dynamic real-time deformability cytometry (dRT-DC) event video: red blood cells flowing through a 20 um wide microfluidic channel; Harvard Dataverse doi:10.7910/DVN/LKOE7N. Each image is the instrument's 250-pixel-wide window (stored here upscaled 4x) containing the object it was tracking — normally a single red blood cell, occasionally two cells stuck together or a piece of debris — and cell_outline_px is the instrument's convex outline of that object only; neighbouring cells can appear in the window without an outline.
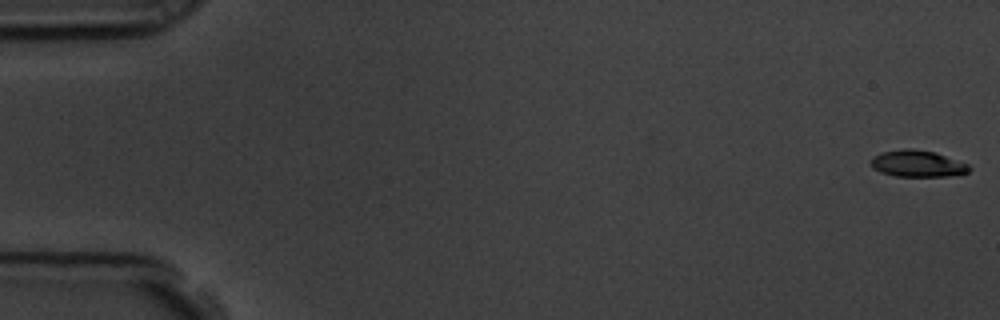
{"species": "common noctule bat (a hibernating species)", "species_latin": "Nyctalus noctula", "temperature_condition": "room temperature", "stored_images_in_passage": 57, "camera_frame_rate_fps": 3000, "um_per_image_px": 0.085, "animal": {"sex": "male", "body_mass_g": 19.5, "forearm_length_mm": 54.6}, "frame": {"image": 1, "passage_image": 1, "time_ms": 0.0, "image_size_px": [1000, 320], "cell_outline_px": [[972, 168], [968, 172], [948, 176], [896, 176], [880, 172], [872, 168], [872, 156], [880, 152], [904, 148], [912, 148], [936, 152], [968, 164]], "centroid_in_image_um": [77.98, 13.89], "position_along_channel_um": 7.0, "area_um2": 15.32}}
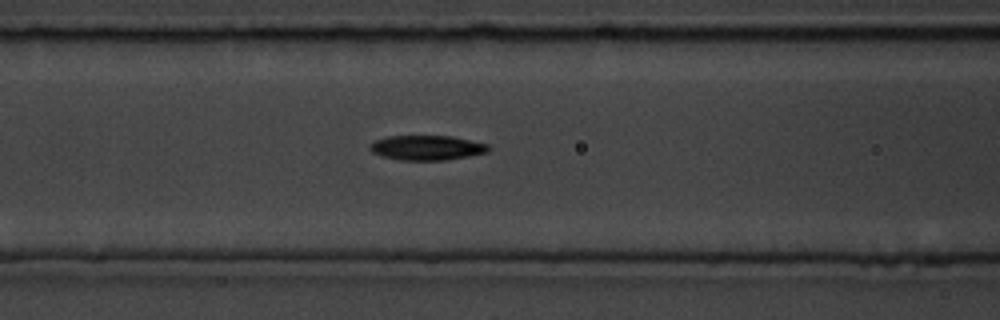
{"frame": {"image": 2, "passage_image": 24, "time_ms": 7.667, "image_size_px": [1000, 320], "cell_outline_px": [[492, 148], [488, 152], [468, 156], [444, 160], [400, 160], [380, 156], [372, 152], [368, 148], [368, 144], [372, 140], [388, 136], [452, 136], [488, 144]], "centroid_in_image_um": [36.24, 12.55], "position_along_channel_um": 130.4, "area_um2": 17.34}}
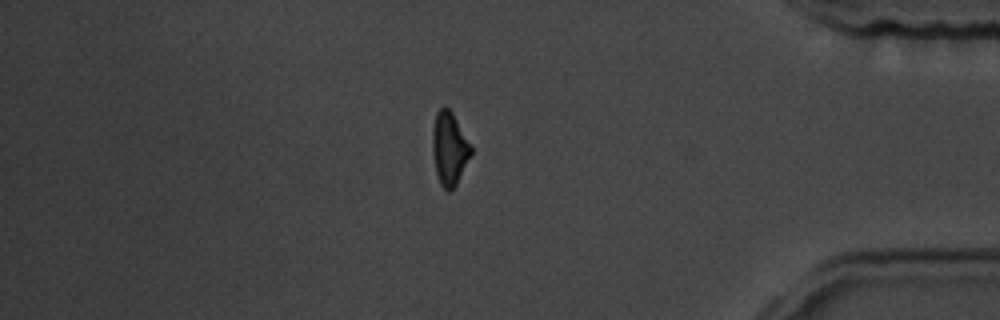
{"frame": {"image": 3, "passage_image": 49, "time_ms": 16.0, "image_size_px": [1000, 320], "cell_outline_px": [[472, 152], [456, 184], [448, 192], [440, 184], [436, 172], [432, 152], [432, 128], [436, 112], [440, 108], [448, 108], [452, 112], [472, 144]], "centroid_in_image_um": [38.19, 12.59], "position_along_channel_um": 397.0, "area_um2": 16.42}, "authors_computed_cell_mechanics": {"area_um2": 16.5886, "velocity_mm_per_s": 3.5877, "shape_relaxation_time_tau1_ms": 3.3894, "shape_relaxation_time_tau2_ms": 5.3816, "deformation_change_tau1": 0.1172, "deformation_change_tau2": 0.1416}}